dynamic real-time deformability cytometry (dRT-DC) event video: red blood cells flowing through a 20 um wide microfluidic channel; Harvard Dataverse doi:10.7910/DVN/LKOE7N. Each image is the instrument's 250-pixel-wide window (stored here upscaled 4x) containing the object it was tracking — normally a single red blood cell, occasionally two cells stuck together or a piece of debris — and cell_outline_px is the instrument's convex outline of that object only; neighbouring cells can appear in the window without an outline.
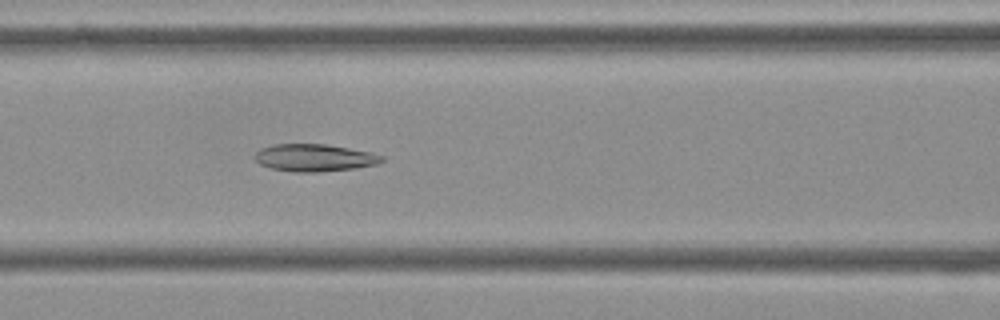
{"species": "Egyptian fruit bat (a non-hibernating species)", "species_latin": "Rousettus aegyptiacus", "temperature_condition": "cold", "stored_images_in_passage": 44, "camera_frame_rate_fps": 3000, "um_per_image_px": 0.085, "frame": {"image": 1, "passage_image": 12, "time_ms": 3.667, "image_size_px": [1000, 320], "cell_outline_px": [[384, 160], [376, 164], [356, 168], [320, 172], [292, 172], [272, 168], [260, 164], [256, 160], [256, 152], [260, 148], [272, 144], [324, 144], [348, 148], [368, 152], [384, 156]], "centroid_in_image_um": [26.71, 13.41], "position_along_channel_um": 139.9, "area_um2": 20.11}}
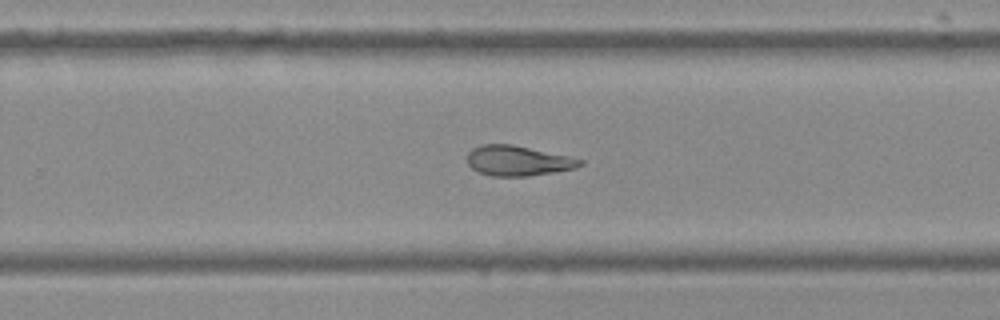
{"frame": {"image": 2, "passage_image": 24, "time_ms": 7.667, "image_size_px": [1000, 320], "cell_outline_px": [[584, 164], [576, 168], [528, 176], [492, 176], [480, 172], [472, 168], [468, 164], [468, 152], [472, 148], [480, 144], [512, 144], [568, 156], [584, 160]], "centroid_in_image_um": [44.02, 13.65], "position_along_channel_um": 285.8, "area_um2": 19.71}}
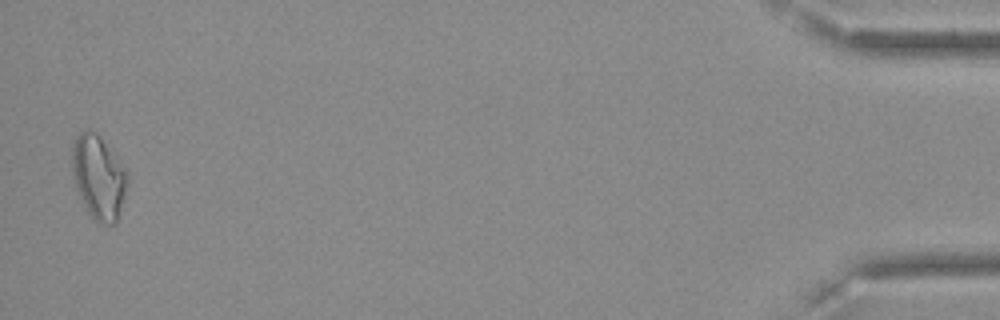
{"frame": {"image": 3, "passage_image": 43, "time_ms": 14.0, "image_size_px": [1000, 320], "cell_outline_px": [[128, 184], [116, 224], [100, 224], [88, 212], [80, 196], [72, 176], [72, 144], [76, 136], [84, 128], [92, 128], [100, 136], [128, 168]], "centroid_in_image_um": [8.4, 15.0], "position_along_channel_um": 426.8, "area_um2": 27.57}, "authors_computed_cell_mechanics": {"area_um2": 20.9236, "velocity_mm_per_s": 3.6555, "shape_relaxation_time_tau1_ms": null, "shape_relaxation_time_tau2_ms": 5.1623, "deformation_change_tau1": null, "deformation_change_tau2": 0.136}}